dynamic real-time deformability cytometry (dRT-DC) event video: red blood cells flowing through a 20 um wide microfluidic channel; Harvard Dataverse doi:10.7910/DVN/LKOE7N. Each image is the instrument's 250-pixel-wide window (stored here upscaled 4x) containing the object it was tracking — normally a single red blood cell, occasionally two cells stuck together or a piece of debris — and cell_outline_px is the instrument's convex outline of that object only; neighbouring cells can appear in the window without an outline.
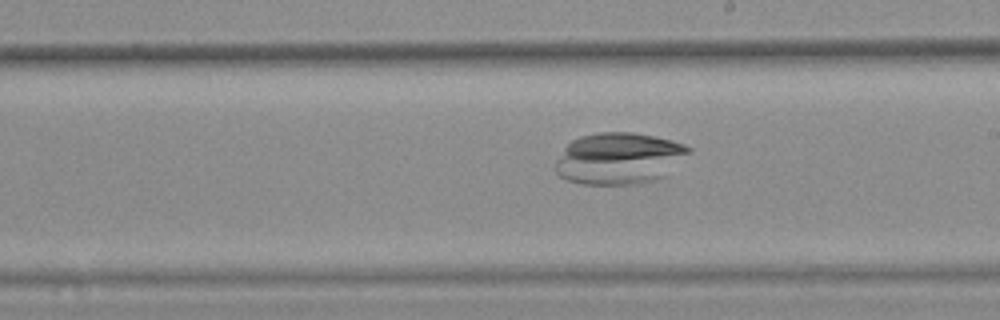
{"species": "common noctule bat (a hibernating species)", "species_latin": "Nyctalus noctula", "temperature_condition": "warm", "stored_images_in_passage": 18, "camera_frame_rate_fps": 3000, "um_per_image_px": 0.085, "animal": {"sex": "female", "body_mass_g": 25.1}, "frame": {"image": 1, "passage_image": 16, "time_ms": 5.0, "image_size_px": [1000, 320], "cell_outline_px": [[692, 152], [664, 176], [652, 180], [632, 184], [580, 184], [568, 180], [560, 176], [556, 172], [556, 160], [564, 148], [572, 140], [580, 136], [600, 132], [632, 132], [672, 140], [684, 144], [692, 148]], "centroid_in_image_um": [52.62, 13.45], "position_along_channel_um": 236.4, "area_um2": 40.0}}